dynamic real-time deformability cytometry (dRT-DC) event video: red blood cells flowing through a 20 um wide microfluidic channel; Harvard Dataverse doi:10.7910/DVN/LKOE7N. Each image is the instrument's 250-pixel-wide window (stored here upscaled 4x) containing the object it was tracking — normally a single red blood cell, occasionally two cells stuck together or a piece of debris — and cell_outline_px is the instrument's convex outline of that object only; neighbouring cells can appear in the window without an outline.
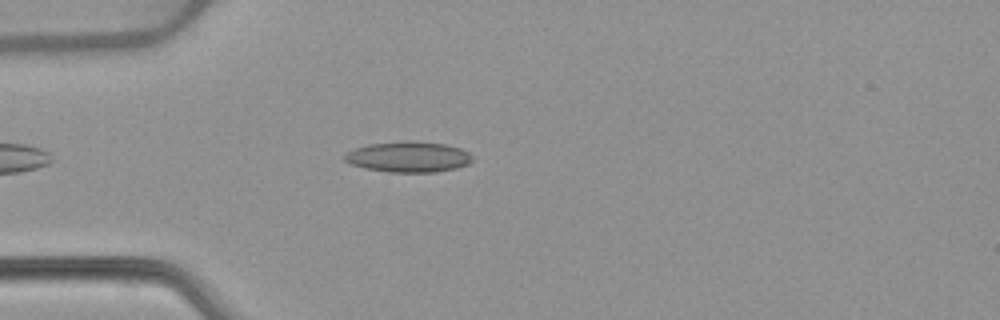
{"species": "common noctule bat (a hibernating species)", "species_latin": "Nyctalus noctula", "temperature_condition": "warm", "stored_images_in_passage": 5, "camera_frame_rate_fps": 3000, "um_per_image_px": 0.085, "animal": {"sex": "female", "body_mass_g": 22.7, "forearm_length_mm": 54.2}, "frame": {"image": 1, "passage_image": 5, "time_ms": 1.333, "image_size_px": [1000, 320], "cell_outline_px": [[476, 156], [468, 164], [456, 168], [436, 172], [388, 172], [364, 168], [352, 164], [344, 160], [340, 156], [356, 148], [368, 144], [408, 140], [412, 140], [448, 144], [460, 148]], "centroid_in_image_um": [34.74, 13.32], "position_along_channel_um": 50.3, "area_um2": 23.18}}